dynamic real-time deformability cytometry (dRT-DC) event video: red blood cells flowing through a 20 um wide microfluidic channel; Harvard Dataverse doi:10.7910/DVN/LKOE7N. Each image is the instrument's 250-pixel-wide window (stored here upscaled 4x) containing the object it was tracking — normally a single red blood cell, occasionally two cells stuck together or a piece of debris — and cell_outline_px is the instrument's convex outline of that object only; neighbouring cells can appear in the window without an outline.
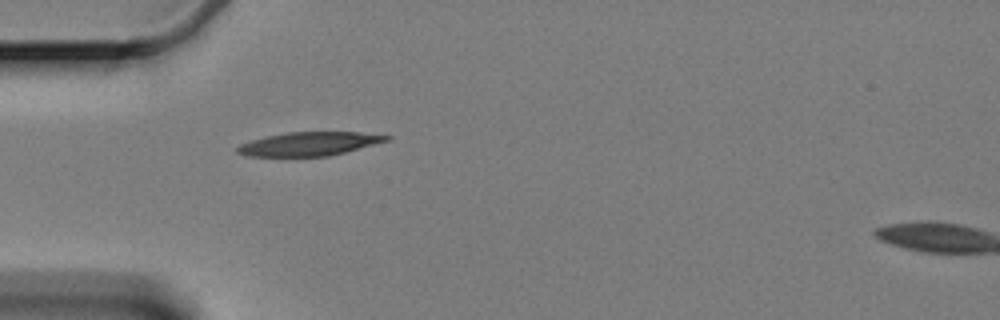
{"species": "Egyptian fruit bat (a non-hibernating species)", "species_latin": "Rousettus aegyptiacus", "temperature_condition": "cold", "stored_images_in_passage": 43, "camera_frame_rate_fps": 3000, "um_per_image_px": 0.085, "animal": {"sex": "female"}, "frame": {"image": 1, "passage_image": 1, "time_ms": 0.0, "image_size_px": [1000, 320], "cell_outline_px": [[392, 140], [328, 156], [248, 156], [236, 152], [236, 148], [240, 144], [264, 136], [288, 132], [360, 132], [392, 136]], "centroid_in_image_um": [26.3, 12.22], "position_along_channel_um": 58.7, "area_um2": 20.58}}
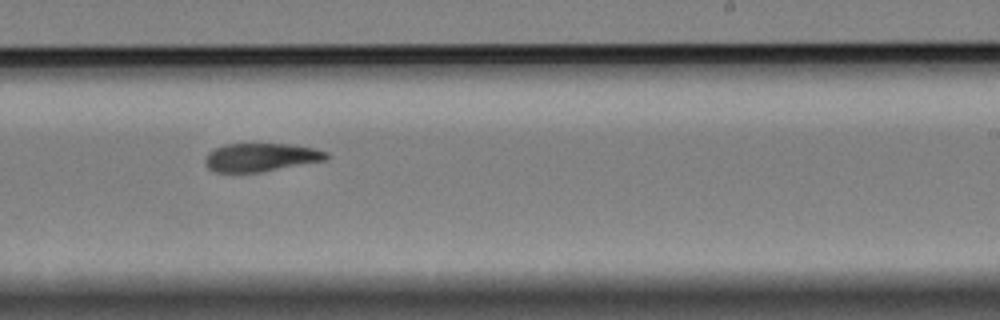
{"frame": {"image": 2, "passage_image": 20, "time_ms": 6.333, "image_size_px": [1000, 320], "cell_outline_px": [[332, 156], [328, 160], [260, 172], [216, 172], [208, 168], [204, 164], [204, 160], [208, 152], [224, 144], [288, 144], [312, 148], [328, 152]], "centroid_in_image_um": [22.2, 13.37], "position_along_channel_um": 266.8, "area_um2": 20.11}}
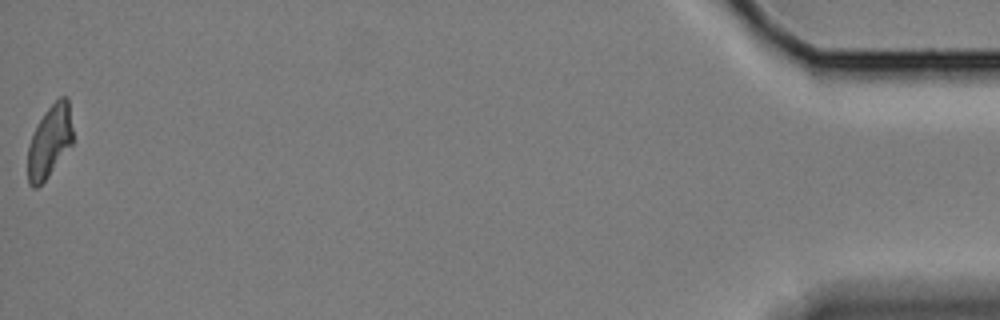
{"frame": {"image": 3, "passage_image": 43, "time_ms": 14.0, "image_size_px": [1000, 320], "cell_outline_px": [[72, 144], [48, 176], [36, 188], [32, 188], [28, 184], [28, 148], [32, 136], [44, 112], [60, 96], [68, 96], [72, 128]], "centroid_in_image_um": [4.22, 12.01], "position_along_channel_um": 431.0, "area_um2": 18.67}, "authors_computed_cell_mechanics": {"area_um2": 20.6346, "velocity_mm_per_s": 3.3416, "shape_relaxation_time_tau1_ms": 7.2106, "shape_relaxation_time_tau2_ms": 5.0031, "deformation_change_tau1": 0.186, "deformation_change_tau2": 0.1212}}